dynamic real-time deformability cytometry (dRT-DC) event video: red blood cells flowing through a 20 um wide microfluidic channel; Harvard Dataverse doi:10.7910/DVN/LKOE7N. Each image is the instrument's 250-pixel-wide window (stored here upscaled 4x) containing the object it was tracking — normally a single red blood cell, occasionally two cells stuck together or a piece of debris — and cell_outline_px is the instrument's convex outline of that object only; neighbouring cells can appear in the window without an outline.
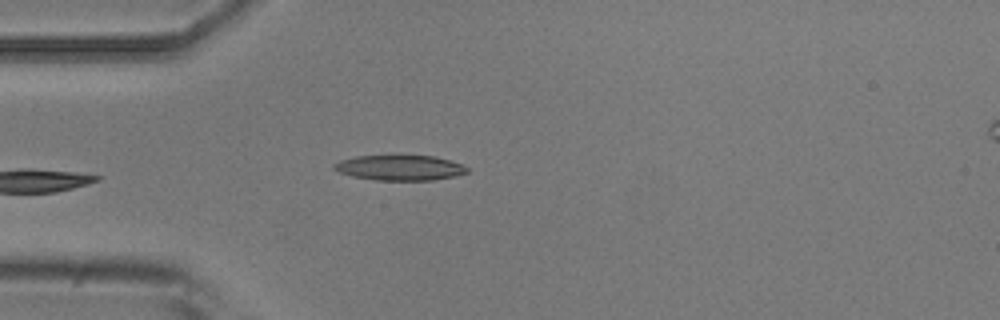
{"species": "common noctule bat (a hibernating species)", "species_latin": "Nyctalus noctula", "temperature_condition": "room temperature", "stored_images_in_passage": 7, "camera_frame_rate_fps": 3000, "um_per_image_px": 0.085, "animal": {"sex": "male", "body_mass_g": 20.5, "forearm_length_mm": 52.5}, "frame": {"image": 1, "passage_image": 6, "time_ms": 5.667, "image_size_px": [1000, 320], "cell_outline_px": [[468, 172], [456, 176], [432, 180], [376, 180], [352, 176], [340, 172], [332, 168], [332, 164], [340, 160], [356, 156], [436, 156], [452, 160], [468, 168]], "centroid_in_image_um": [33.99, 14.26], "position_along_channel_um": 51.0, "area_um2": 19.54}}